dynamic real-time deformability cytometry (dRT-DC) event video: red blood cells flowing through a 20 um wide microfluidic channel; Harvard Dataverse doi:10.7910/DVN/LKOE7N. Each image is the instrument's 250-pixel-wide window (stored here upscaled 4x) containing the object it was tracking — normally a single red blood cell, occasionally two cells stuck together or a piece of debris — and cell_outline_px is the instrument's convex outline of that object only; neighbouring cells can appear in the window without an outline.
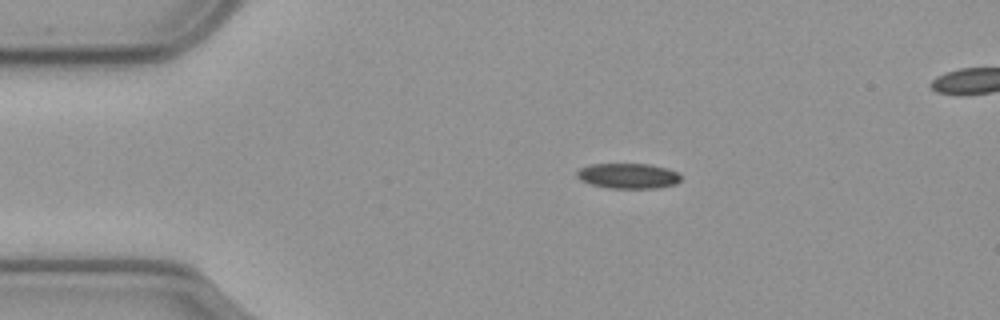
{"species": "common noctule bat (a hibernating species)", "species_latin": "Nyctalus noctula", "temperature_condition": "cold", "stored_images_in_passage": 46, "camera_frame_rate_fps": 3000, "um_per_image_px": 0.085, "animal": {"sex": "male", "body_mass_g": 23.1, "forearm_length_mm": 52.7}, "frame": {"image": 1, "passage_image": 1, "time_ms": 0.0, "image_size_px": [1000, 320], "cell_outline_px": [[680, 180], [676, 184], [656, 188], [608, 188], [592, 184], [580, 180], [576, 176], [576, 172], [580, 168], [588, 164], [648, 164], [668, 168], [676, 172], [680, 176]], "centroid_in_image_um": [53.37, 14.94], "position_along_channel_um": 31.6, "area_um2": 15.32}}
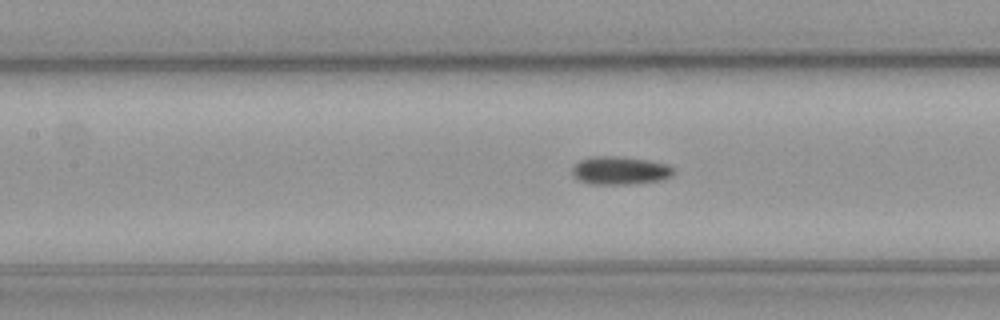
{"frame": {"image": 2, "passage_image": 15, "time_ms": 4.667, "image_size_px": [1000, 320], "cell_outline_px": [[676, 172], [672, 176], [660, 180], [628, 184], [588, 184], [576, 180], [572, 172], [572, 168], [580, 160], [604, 156], [648, 160], [668, 164], [676, 168]], "centroid_in_image_um": [52.74, 14.52], "position_along_channel_um": 154.7, "area_um2": 16.47}}
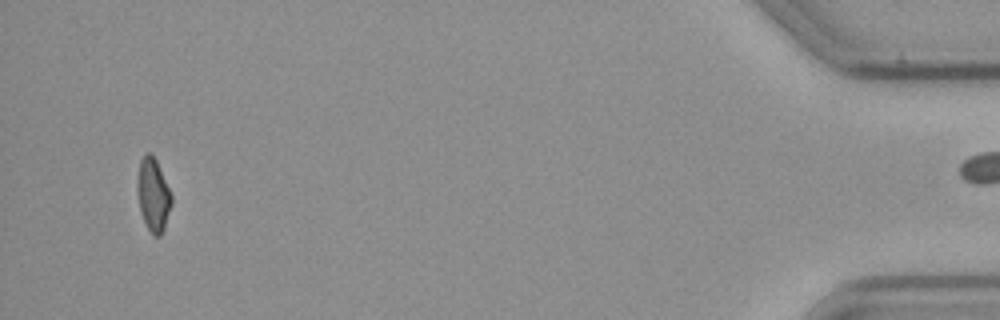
{"frame": {"image": 3, "passage_image": 45, "time_ms": 14.667, "image_size_px": [1000, 320], "cell_outline_px": [[172, 204], [164, 228], [160, 236], [152, 236], [140, 212], [136, 184], [140, 160], [148, 152], [156, 160], [172, 196]], "centroid_in_image_um": [13.01, 16.59], "position_along_channel_um": 422.2, "area_um2": 14.39}}